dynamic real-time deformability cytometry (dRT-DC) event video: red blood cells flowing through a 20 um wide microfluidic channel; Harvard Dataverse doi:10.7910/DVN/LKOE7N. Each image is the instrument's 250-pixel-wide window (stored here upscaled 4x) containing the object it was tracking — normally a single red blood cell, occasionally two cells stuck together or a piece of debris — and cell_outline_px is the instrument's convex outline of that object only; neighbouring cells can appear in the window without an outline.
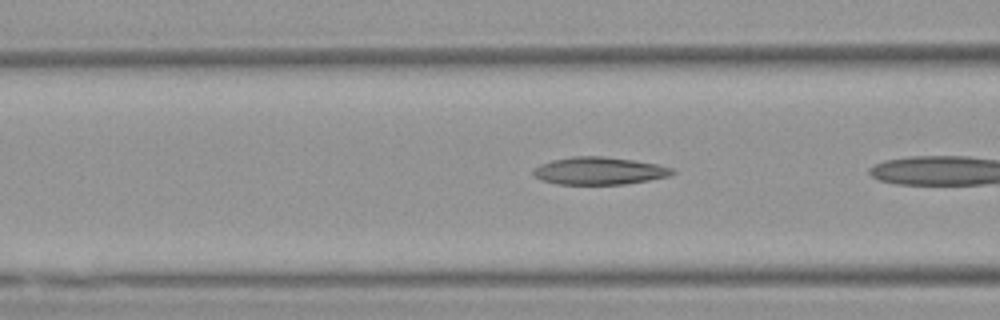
{"species": "Egyptian fruit bat (a non-hibernating species)", "species_latin": "Rousettus aegyptiacus", "temperature_condition": "warm", "stored_images_in_passage": 29, "camera_frame_rate_fps": 3000, "um_per_image_px": 0.085, "animal": {"sex": "female"}, "frame": {"image": 1, "passage_image": 13, "time_ms": 4.0, "image_size_px": [1000, 320], "cell_outline_px": [[676, 172], [672, 176], [624, 184], [556, 184], [544, 180], [536, 176], [532, 172], [540, 164], [552, 160], [572, 156], [604, 156], [636, 160], [656, 164], [672, 168]], "centroid_in_image_um": [50.98, 14.51], "position_along_channel_um": 115.6, "area_um2": 22.25}}
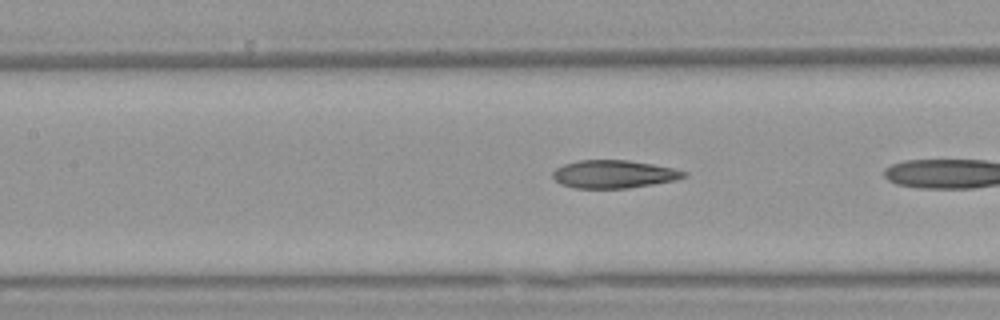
{"frame": {"image": 2, "passage_image": 16, "time_ms": 5.0, "image_size_px": [1000, 320], "cell_outline_px": [[688, 176], [676, 180], [628, 188], [576, 188], [560, 184], [552, 176], [552, 172], [556, 168], [564, 164], [580, 160], [628, 160], [652, 164], [672, 168], [688, 172]], "centroid_in_image_um": [52.18, 14.8], "position_along_channel_um": 155.2, "area_um2": 21.33}}